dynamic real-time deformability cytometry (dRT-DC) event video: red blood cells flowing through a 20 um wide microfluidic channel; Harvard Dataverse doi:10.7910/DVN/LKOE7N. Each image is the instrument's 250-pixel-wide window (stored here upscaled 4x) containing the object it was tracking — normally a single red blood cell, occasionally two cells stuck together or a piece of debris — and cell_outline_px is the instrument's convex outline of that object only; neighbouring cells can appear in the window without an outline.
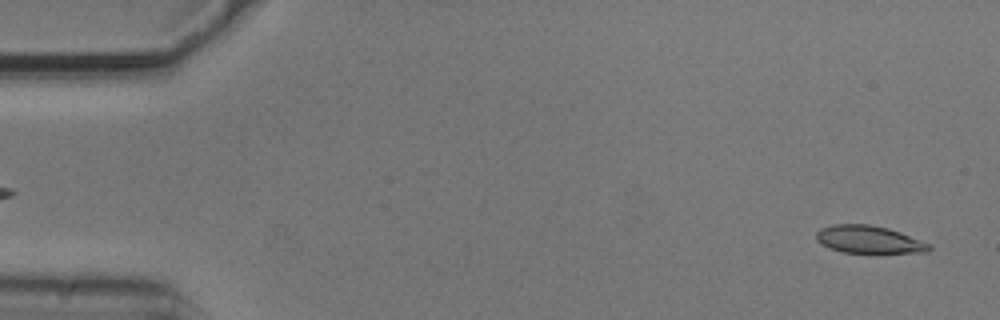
{"species": "common noctule bat (a hibernating species)", "species_latin": "Nyctalus noctula", "temperature_condition": "cold", "stored_images_in_passage": 5, "camera_frame_rate_fps": 3000, "um_per_image_px": 0.085, "animal": {"sex": "male", "body_mass_g": 20.5, "forearm_length_mm": 52.5}, "frame": {"image": 1, "passage_image": 2, "time_ms": 0.333, "image_size_px": [1000, 320], "cell_outline_px": [[932, 248], [928, 252], [844, 252], [832, 248], [816, 240], [816, 232], [820, 228], [832, 224], [868, 224], [888, 228], [900, 232], [932, 244]], "centroid_in_image_um": [73.88, 20.34], "position_along_channel_um": 11.1, "area_um2": 17.92}}